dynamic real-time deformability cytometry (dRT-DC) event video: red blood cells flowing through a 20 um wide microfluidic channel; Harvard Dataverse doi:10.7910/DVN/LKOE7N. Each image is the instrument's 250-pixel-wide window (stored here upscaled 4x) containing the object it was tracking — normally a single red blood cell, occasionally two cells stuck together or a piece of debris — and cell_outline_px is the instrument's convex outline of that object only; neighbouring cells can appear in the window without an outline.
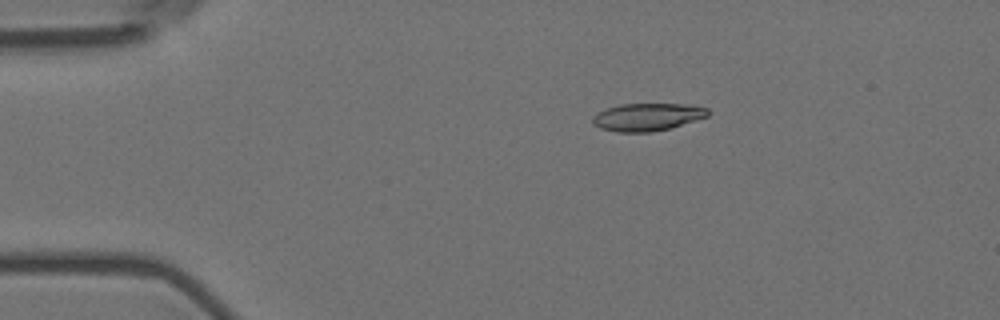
{"species": "Egyptian fruit bat (a non-hibernating species)", "species_latin": "Rousettus aegyptiacus", "temperature_condition": "room temperature", "stored_images_in_passage": 4, "camera_frame_rate_fps": 3000, "um_per_image_px": 0.085, "animal": {"sex": "female"}, "frame": {"image": 1, "passage_image": 1, "time_ms": 0.0, "image_size_px": [1000, 320], "cell_outline_px": [[708, 116], [672, 128], [648, 132], [616, 132], [600, 128], [592, 124], [592, 116], [596, 112], [620, 104], [684, 104], [708, 108]], "centroid_in_image_um": [54.98, 9.95], "position_along_channel_um": 30.0, "area_um2": 18.61}}
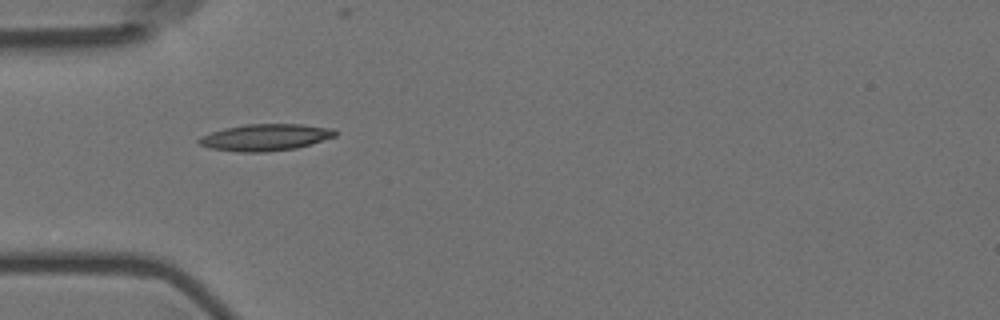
{"frame": {"image": 2, "passage_image": 3, "time_ms": 0.667, "image_size_px": [1000, 320], "cell_outline_px": [[340, 132], [336, 136], [296, 148], [264, 152], [240, 152], [208, 148], [200, 144], [196, 140], [200, 136], [224, 128], [244, 124], [300, 124], [332, 128]], "centroid_in_image_um": [22.55, 11.67], "position_along_channel_um": 62.5, "area_um2": 21.27}}
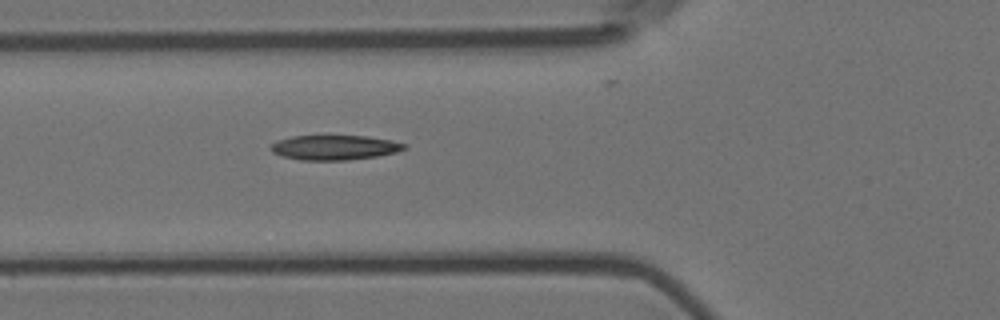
{"frame": {"image": 3, "passage_image": 4, "time_ms": 1.0, "image_size_px": [1000, 320], "cell_outline_px": [[408, 148], [396, 152], [376, 156], [348, 160], [300, 160], [284, 156], [272, 152], [268, 148], [276, 140], [292, 136], [368, 136], [392, 140], [408, 144]], "centroid_in_image_um": [28.45, 12.53], "position_along_channel_um": 97.3, "area_um2": 19.36}}